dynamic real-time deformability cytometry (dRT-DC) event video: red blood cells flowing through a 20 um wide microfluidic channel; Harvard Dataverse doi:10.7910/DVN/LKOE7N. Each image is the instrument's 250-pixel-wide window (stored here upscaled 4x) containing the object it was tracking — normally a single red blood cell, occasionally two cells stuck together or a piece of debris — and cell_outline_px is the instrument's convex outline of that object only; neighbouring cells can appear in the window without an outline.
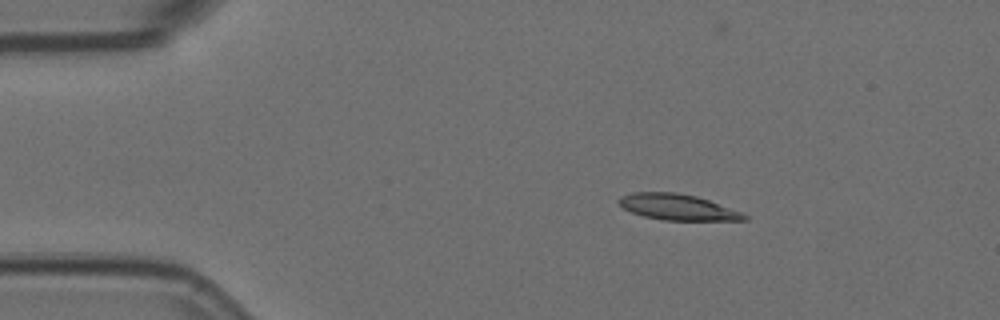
{"species": "Egyptian fruit bat (a non-hibernating species)", "species_latin": "Rousettus aegyptiacus", "temperature_condition": "room temperature", "stored_images_in_passage": 3, "camera_frame_rate_fps": 3000, "um_per_image_px": 0.085, "animal": {"sex": "female"}, "frame": {"image": 1, "passage_image": 1, "time_ms": 0.0, "image_size_px": [1000, 320], "cell_outline_px": [[748, 220], [664, 220], [644, 216], [632, 212], [624, 208], [616, 200], [620, 196], [632, 192], [676, 192], [696, 196], [744, 212], [748, 216]], "centroid_in_image_um": [57.61, 17.6], "position_along_channel_um": 27.4, "area_um2": 18.96}}